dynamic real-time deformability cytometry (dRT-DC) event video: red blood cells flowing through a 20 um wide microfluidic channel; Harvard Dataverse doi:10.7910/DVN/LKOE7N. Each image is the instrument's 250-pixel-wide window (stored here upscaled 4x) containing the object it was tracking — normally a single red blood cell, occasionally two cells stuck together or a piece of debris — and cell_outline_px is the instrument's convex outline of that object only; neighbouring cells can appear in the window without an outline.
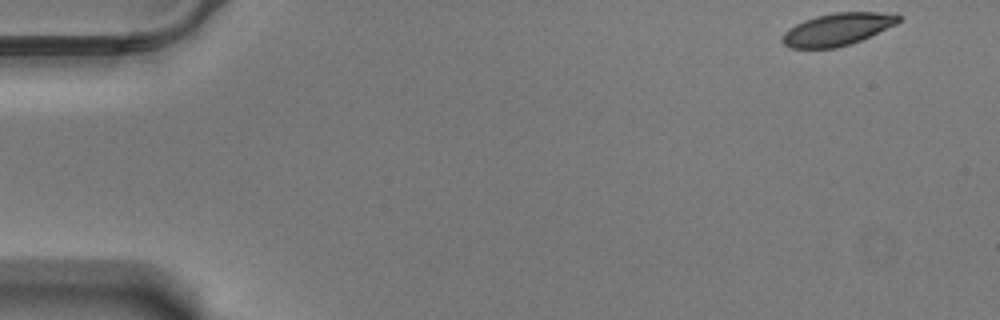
{"species": "Egyptian fruit bat (a non-hibernating species)", "species_latin": "Rousettus aegyptiacus", "temperature_condition": "warm", "stored_images_in_passage": 9, "camera_frame_rate_fps": 3000, "um_per_image_px": 0.085, "animal": {"sex": "male"}, "frame": {"image": 1, "passage_image": 1, "time_ms": 0.0, "image_size_px": [1000, 320], "cell_outline_px": [[900, 20], [896, 24], [860, 40], [836, 48], [788, 48], [780, 40], [784, 32], [788, 28], [804, 20], [816, 16], [836, 12], [896, 12], [900, 16]], "centroid_in_image_um": [71.16, 2.48], "position_along_channel_um": 13.8, "area_um2": 21.91}}